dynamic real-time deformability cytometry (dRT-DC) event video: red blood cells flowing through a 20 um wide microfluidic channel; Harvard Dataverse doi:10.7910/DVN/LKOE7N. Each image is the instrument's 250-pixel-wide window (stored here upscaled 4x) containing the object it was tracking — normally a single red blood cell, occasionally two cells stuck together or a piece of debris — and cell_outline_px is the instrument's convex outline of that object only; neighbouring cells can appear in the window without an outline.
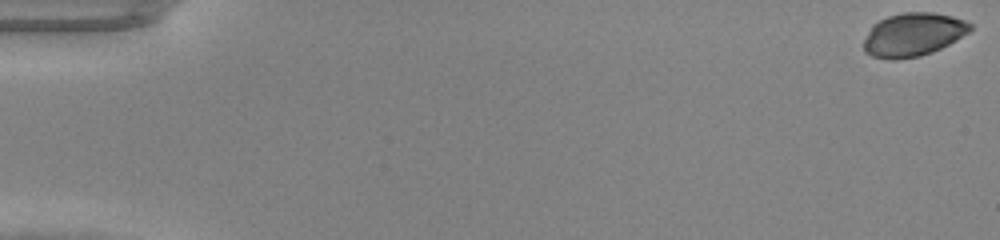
{"species": "common noctule bat (a hibernating species)", "species_latin": "Nyctalus noctula", "temperature_condition": "warm", "stored_images_in_passage": 49, "camera_frame_rate_fps": 3000, "um_per_image_px": 0.085, "animal": {"sex": "male", "body_mass_g": 20.0, "forearm_length_mm": 53.3}, "frame": {"image": 1, "passage_image": 1, "time_ms": 0.0, "image_size_px": [1000, 240], "cell_outline_px": [[972, 28], [968, 32], [956, 40], [932, 52], [920, 56], [896, 60], [888, 60], [872, 56], [864, 52], [864, 40], [872, 24], [888, 16], [904, 12], [932, 12], [952, 16], [964, 20], [972, 24]], "centroid_in_image_um": [77.6, 2.94], "position_along_channel_um": 7.4, "area_um2": 26.93}}
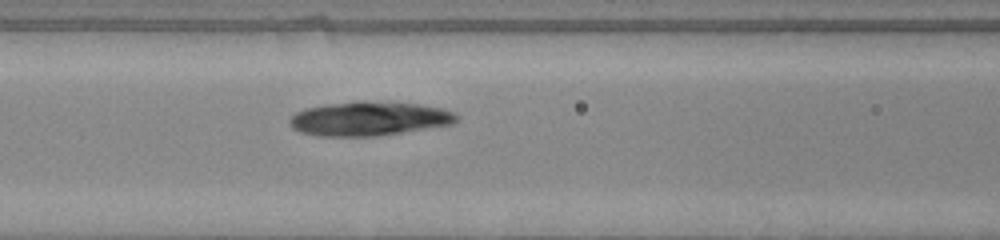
{"frame": {"image": 2, "passage_image": 22, "time_ms": 7.0, "image_size_px": [1000, 240], "cell_outline_px": [[460, 120], [456, 124], [376, 136], [320, 136], [300, 132], [292, 128], [288, 124], [288, 120], [296, 112], [308, 108], [324, 104], [420, 104], [444, 108], [456, 112], [460, 116]], "centroid_in_image_um": [31.44, 10.13], "position_along_channel_um": 135.2, "area_um2": 32.37}}
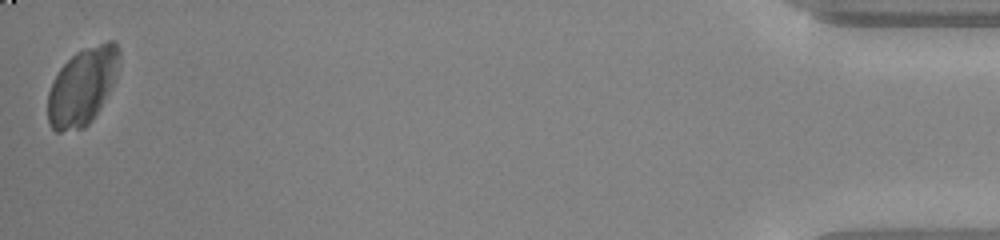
{"frame": {"image": 3, "passage_image": 49, "time_ms": 16.0, "image_size_px": [1000, 240], "cell_outline_px": [[120, 56], [116, 80], [112, 88], [92, 120], [84, 128], [60, 132], [56, 132], [48, 124], [48, 92], [52, 80], [60, 68], [76, 52], [84, 48], [108, 40], [112, 40], [120, 48]], "centroid_in_image_um": [7.02, 7.33], "position_along_channel_um": 428.2, "area_um2": 32.43}}